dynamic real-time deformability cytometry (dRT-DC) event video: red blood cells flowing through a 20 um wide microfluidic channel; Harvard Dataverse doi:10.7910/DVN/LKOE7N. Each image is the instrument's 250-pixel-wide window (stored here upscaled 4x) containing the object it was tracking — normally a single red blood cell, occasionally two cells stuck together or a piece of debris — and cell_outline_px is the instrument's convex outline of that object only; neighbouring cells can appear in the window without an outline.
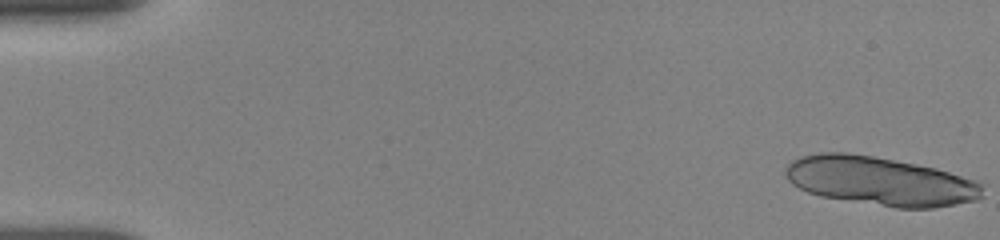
{"species": "human", "species_latin": "Homo sapiens", "temperature_condition": "room temperature", "stored_images_in_passage": 18, "camera_frame_rate_fps": 3000, "um_per_image_px": 0.085, "donor": {"sex": "female"}, "frame": {"image": 1, "passage_image": 1, "time_ms": 0.0, "image_size_px": [1000, 240], "cell_outline_px": [[984, 196], [976, 200], [932, 208], [896, 208], [820, 196], [808, 192], [792, 184], [788, 180], [784, 172], [788, 164], [792, 160], [800, 156], [820, 152], [848, 152], [872, 156], [916, 164], [936, 168], [984, 184]], "centroid_in_image_um": [74.79, 15.39], "position_along_channel_um": 10.2, "area_um2": 55.95}}